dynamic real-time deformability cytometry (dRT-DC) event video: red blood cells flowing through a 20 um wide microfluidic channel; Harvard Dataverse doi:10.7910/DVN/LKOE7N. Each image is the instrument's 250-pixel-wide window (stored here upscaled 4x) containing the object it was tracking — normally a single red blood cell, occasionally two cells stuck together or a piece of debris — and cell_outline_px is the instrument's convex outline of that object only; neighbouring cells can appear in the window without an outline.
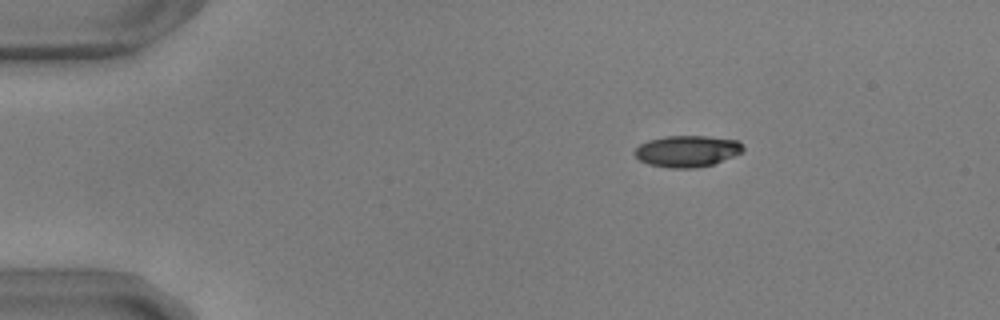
{"species": "common noctule bat (a hibernating species)", "species_latin": "Nyctalus noctula", "temperature_condition": "warm", "stored_images_in_passage": 48, "camera_frame_rate_fps": 3000, "um_per_image_px": 0.085, "animal": {"sex": "male", "body_mass_g": 17.9, "forearm_length_mm": 54.2}, "frame": {"image": 1, "passage_image": 2, "time_ms": 0.333, "image_size_px": [1000, 320], "cell_outline_px": [[744, 152], [712, 164], [696, 168], [668, 168], [648, 164], [640, 160], [632, 152], [640, 144], [648, 140], [664, 136], [704, 136], [736, 140], [744, 148]], "centroid_in_image_um": [58.37, 12.85], "position_along_channel_um": 26.6, "area_um2": 19.83}}
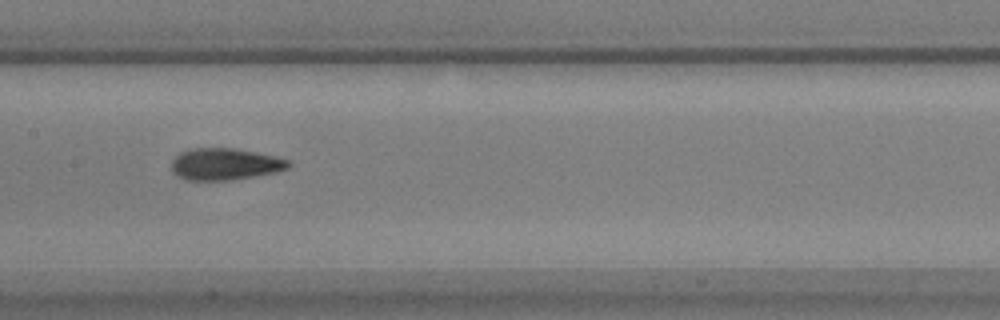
{"frame": {"image": 2, "passage_image": 21, "time_ms": 6.667, "image_size_px": [1000, 320], "cell_outline_px": [[292, 164], [288, 168], [276, 172], [232, 180], [188, 180], [172, 172], [172, 160], [180, 152], [192, 148], [236, 148], [276, 156], [288, 160]], "centroid_in_image_um": [19.14, 13.94], "position_along_channel_um": 188.3, "area_um2": 21.68}}
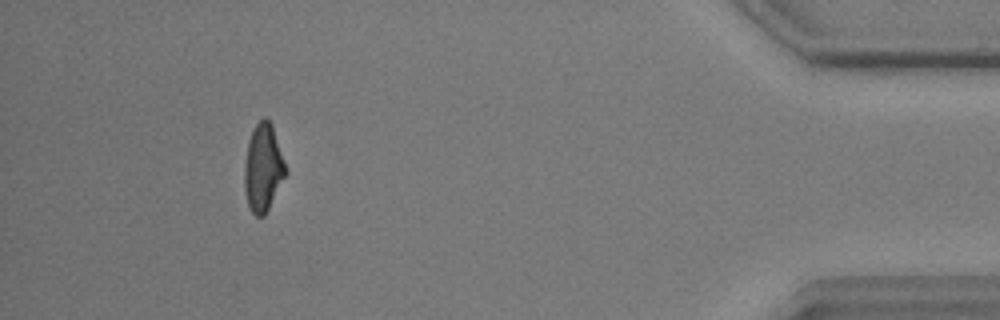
{"frame": {"image": 3, "passage_image": 44, "time_ms": 14.333, "image_size_px": [1000, 320], "cell_outline_px": [[288, 172], [264, 216], [256, 216], [252, 212], [248, 204], [244, 192], [244, 168], [248, 140], [256, 124], [264, 116], [272, 124]], "centroid_in_image_um": [22.36, 14.27], "position_along_channel_um": 412.8, "area_um2": 20.98}, "authors_computed_cell_mechanics": {"area_um2": 21.2126, "velocity_mm_per_s": 3.6644, "shape_relaxation_time_tau1_ms": 5.6516, "shape_relaxation_time_tau2_ms": 2.5087, "deformation_change_tau1": 0.1894, "deformation_change_tau2": 0.0979}}